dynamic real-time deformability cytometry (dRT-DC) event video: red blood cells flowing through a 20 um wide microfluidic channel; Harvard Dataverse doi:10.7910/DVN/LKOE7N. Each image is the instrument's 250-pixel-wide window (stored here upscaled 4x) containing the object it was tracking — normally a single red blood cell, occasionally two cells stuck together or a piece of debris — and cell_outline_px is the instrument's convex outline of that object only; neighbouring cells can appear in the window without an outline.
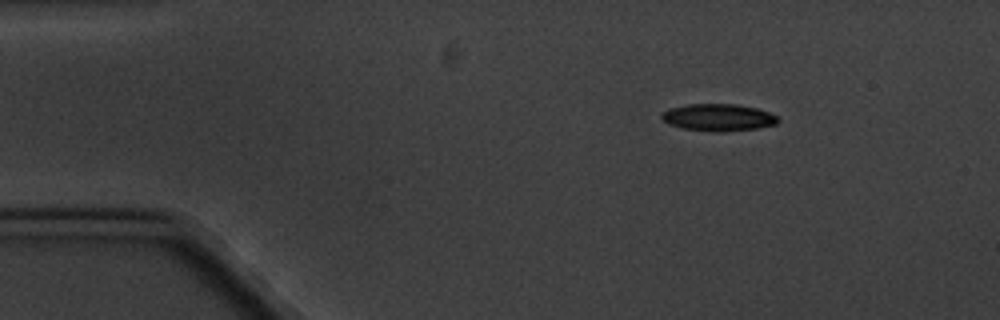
{"species": "common noctule bat (a hibernating species)", "species_latin": "Nyctalus noctula", "temperature_condition": "cold", "stored_images_in_passage": 5, "camera_frame_rate_fps": 3000, "um_per_image_px": 0.085, "animal": {"sex": "male", "body_mass_g": 20.1, "forearm_length_mm": 53.5}, "frame": {"image": 1, "passage_image": 1, "time_ms": 0.0, "image_size_px": [1000, 320], "cell_outline_px": [[780, 120], [776, 124], [760, 128], [724, 132], [712, 132], [684, 128], [668, 124], [660, 116], [668, 108], [688, 104], [736, 104], [756, 108], [768, 112], [776, 116]], "centroid_in_image_um": [61.06, 9.99], "position_along_channel_um": 23.9, "area_um2": 18.44}}
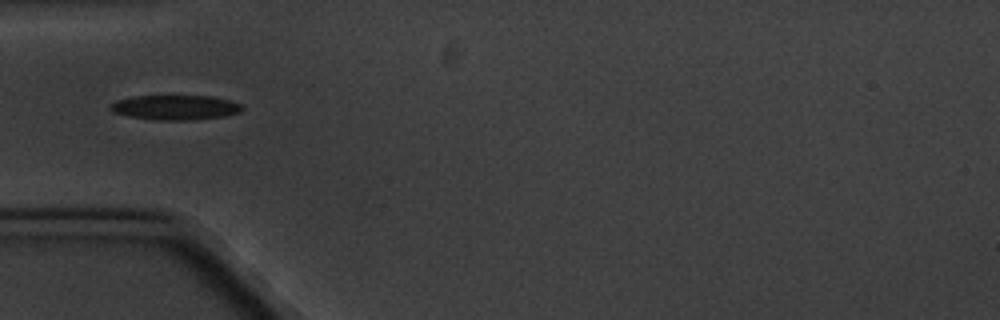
{"frame": {"image": 2, "passage_image": 4, "time_ms": 3.333, "image_size_px": [1000, 320], "cell_outline_px": [[244, 108], [240, 112], [224, 116], [188, 120], [156, 120], [128, 116], [112, 112], [108, 108], [116, 100], [132, 96], [212, 96], [228, 100], [240, 104]], "centroid_in_image_um": [14.87, 9.13], "position_along_channel_um": 70.1, "area_um2": 18.96}}